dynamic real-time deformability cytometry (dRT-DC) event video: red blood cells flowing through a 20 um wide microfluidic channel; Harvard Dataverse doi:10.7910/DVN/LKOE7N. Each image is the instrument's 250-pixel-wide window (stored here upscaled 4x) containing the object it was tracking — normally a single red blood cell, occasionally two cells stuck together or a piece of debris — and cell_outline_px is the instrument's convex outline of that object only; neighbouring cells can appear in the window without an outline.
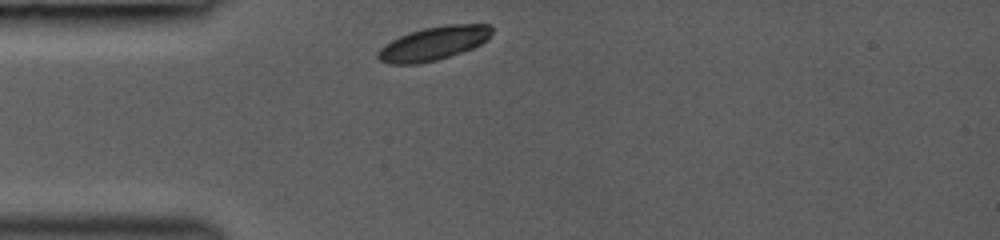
{"species": "common noctule bat (a hibernating species)", "species_latin": "Nyctalus noctula", "temperature_condition": "room temperature", "stored_images_in_passage": 29, "camera_frame_rate_fps": 3000, "um_per_image_px": 0.085, "animal": {"sex": "female", "body_mass_g": 19.0, "forearm_length_mm": 53.3}, "frame": {"image": 1, "passage_image": 1, "time_ms": 0.0, "image_size_px": [1000, 240], "cell_outline_px": [[492, 32], [488, 40], [472, 48], [436, 60], [420, 64], [388, 64], [380, 60], [376, 56], [376, 52], [384, 44], [408, 32], [424, 28], [448, 24], [492, 24]], "centroid_in_image_um": [36.84, 3.68], "position_along_channel_um": 48.2, "area_um2": 22.43}}
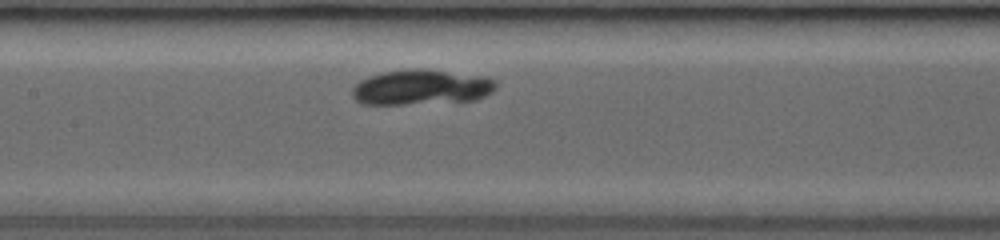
{"frame": {"image": 2, "passage_image": 11, "time_ms": 3.333, "image_size_px": [1000, 240], "cell_outline_px": [[496, 88], [492, 92], [476, 100], [404, 104], [360, 104], [352, 96], [352, 88], [360, 80], [368, 76], [384, 72], [408, 68], [428, 68], [484, 76], [496, 80]], "centroid_in_image_um": [35.81, 7.4], "position_along_channel_um": 171.6, "area_um2": 29.82}}
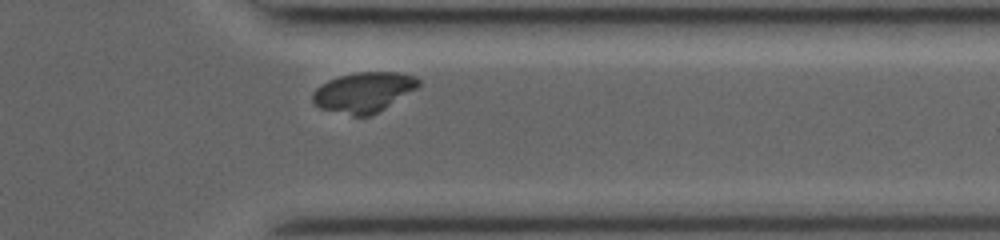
{"frame": {"image": 3, "passage_image": 26, "time_ms": 8.333, "image_size_px": [1000, 240], "cell_outline_px": [[420, 84], [416, 88], [372, 116], [352, 116], [320, 108], [312, 104], [312, 92], [320, 84], [328, 80], [340, 76], [356, 72], [400, 72], [416, 76], [420, 80]], "centroid_in_image_um": [30.88, 7.84], "position_along_channel_um": 380.5, "area_um2": 24.85}, "authors_computed_cell_mechanics": {"area_um2": 26.01, "velocity_mm_per_s": 4.1432, "shape_relaxation_time_tau1_ms": 9.1152, "shape_relaxation_time_tau2_ms": null, "deformation_change_tau1": 0.3758, "deformation_change_tau2": null}}